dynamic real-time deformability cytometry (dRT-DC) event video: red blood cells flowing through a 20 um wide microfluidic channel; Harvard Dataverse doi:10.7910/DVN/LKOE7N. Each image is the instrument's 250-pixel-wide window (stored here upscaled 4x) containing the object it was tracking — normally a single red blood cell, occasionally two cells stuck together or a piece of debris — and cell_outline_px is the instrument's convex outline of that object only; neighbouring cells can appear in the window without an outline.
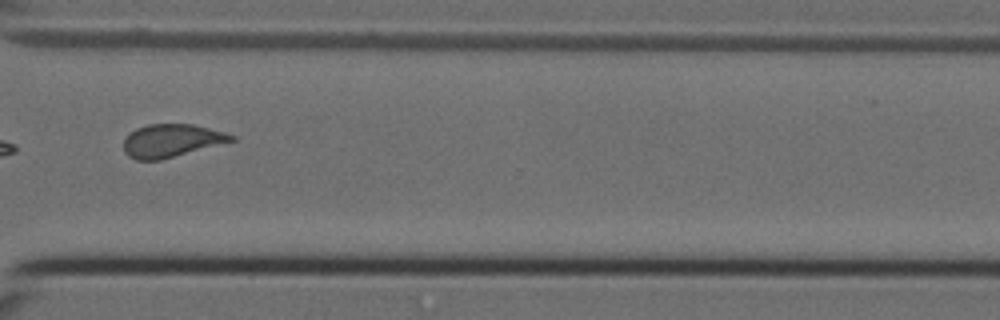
{"species": "Egyptian fruit bat (a non-hibernating species)", "species_latin": "Rousettus aegyptiacus", "temperature_condition": "cold", "stored_images_in_passage": 11, "camera_frame_rate_fps": 3000, "um_per_image_px": 0.085, "animal": {"sex": "female"}, "frame": {"image": 1, "passage_image": 8, "time_ms": 2.333, "image_size_px": [1000, 320], "cell_outline_px": [[236, 140], [160, 160], [136, 160], [128, 156], [124, 152], [124, 140], [136, 128], [148, 124], [192, 124], [224, 132], [236, 136]], "centroid_in_image_um": [14.57, 11.96], "position_along_channel_um": 356.0, "area_um2": 20.52}}
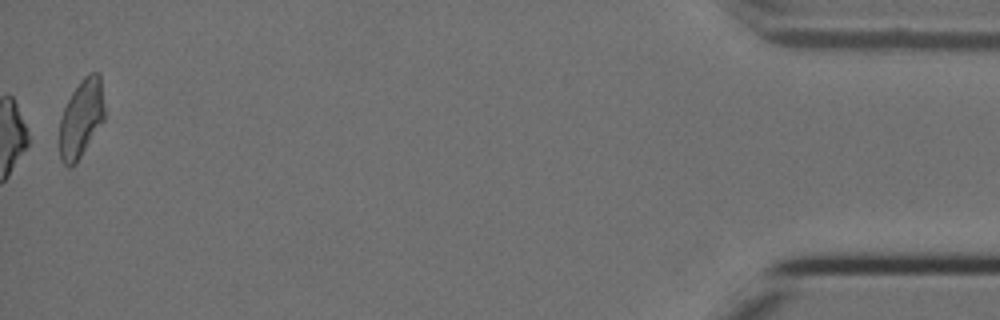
{"frame": {"image": 2, "passage_image": 11, "time_ms": 3.333, "image_size_px": [1000, 320], "cell_outline_px": [[104, 120], [76, 164], [64, 164], [60, 160], [60, 116], [72, 92], [80, 80], [88, 72], [100, 72], [104, 104]], "centroid_in_image_um": [6.92, 10.02], "position_along_channel_um": 428.3, "area_um2": 20.46}}